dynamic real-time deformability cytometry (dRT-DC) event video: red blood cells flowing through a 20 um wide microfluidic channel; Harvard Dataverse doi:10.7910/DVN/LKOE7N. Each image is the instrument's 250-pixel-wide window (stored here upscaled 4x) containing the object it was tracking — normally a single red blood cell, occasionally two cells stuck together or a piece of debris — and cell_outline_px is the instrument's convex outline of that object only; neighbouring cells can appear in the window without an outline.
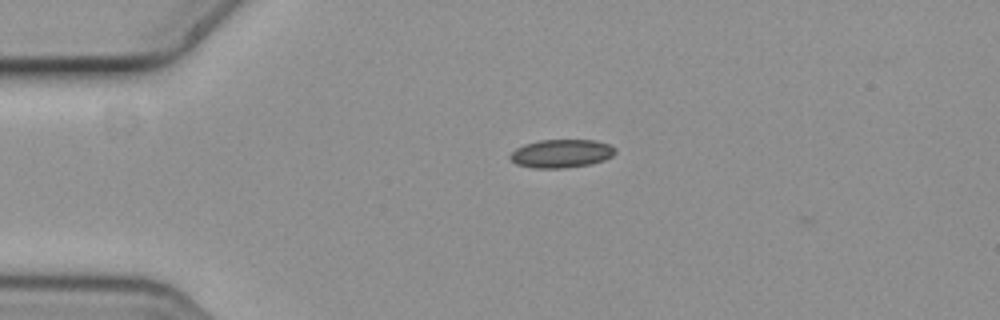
{"species": "common noctule bat (a hibernating species)", "species_latin": "Nyctalus noctula", "temperature_condition": "cold", "stored_images_in_passage": 2, "camera_frame_rate_fps": 3000, "um_per_image_px": 0.085, "animal": {"sex": "female", "body_mass_g": 19.3, "forearm_length_mm": 54.1}, "frame": {"image": 1, "passage_image": 1, "time_ms": 0.0, "image_size_px": [1000, 320], "cell_outline_px": [[616, 152], [612, 156], [604, 160], [592, 164], [564, 168], [532, 168], [516, 164], [508, 156], [516, 148], [524, 144], [540, 140], [596, 140], [608, 144], [616, 148]], "centroid_in_image_um": [47.72, 13.05], "position_along_channel_um": 37.3, "area_um2": 17.46}}